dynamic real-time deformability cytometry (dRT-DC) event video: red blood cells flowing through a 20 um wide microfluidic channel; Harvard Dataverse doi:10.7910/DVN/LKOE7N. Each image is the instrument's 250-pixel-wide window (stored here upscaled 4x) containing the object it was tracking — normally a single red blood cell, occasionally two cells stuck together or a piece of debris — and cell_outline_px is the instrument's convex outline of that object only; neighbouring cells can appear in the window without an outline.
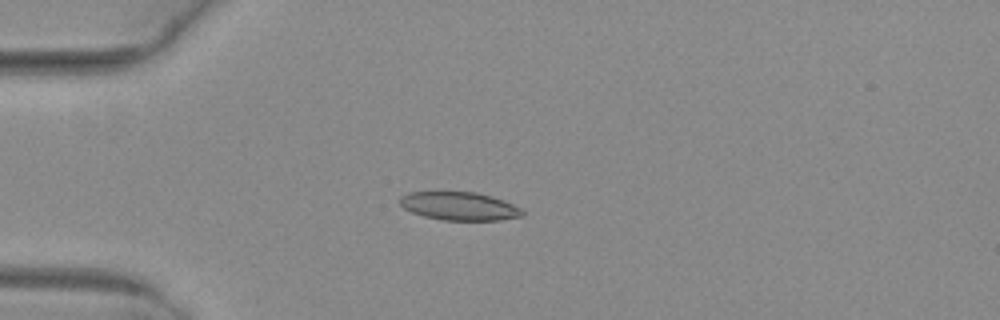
{"species": "common noctule bat (a hibernating species)", "species_latin": "Nyctalus noctula", "temperature_condition": "warm", "stored_images_in_passage": 42, "camera_frame_rate_fps": 3000, "um_per_image_px": 0.085, "animal": {"sex": "female", "body_mass_g": 29.2, "forearm_length_mm": 56.3}, "frame": {"image": 1, "passage_image": 14, "time_ms": 4.333, "image_size_px": [1000, 320], "cell_outline_px": [[524, 216], [500, 220], [444, 220], [424, 216], [412, 212], [404, 208], [400, 204], [400, 196], [408, 192], [476, 192], [492, 196], [504, 200], [520, 208], [524, 212]], "centroid_in_image_um": [39.06, 17.52], "position_along_channel_um": 45.9, "area_um2": 20.17}}
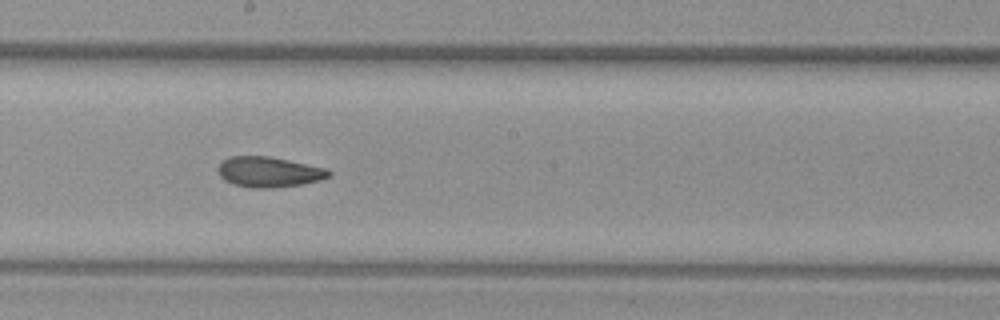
{"frame": {"image": 2, "passage_image": 29, "time_ms": 9.333, "image_size_px": [1000, 320], "cell_outline_px": [[332, 176], [320, 180], [300, 184], [272, 188], [252, 188], [232, 184], [224, 180], [220, 176], [216, 168], [228, 156], [268, 156], [328, 168], [332, 172]], "centroid_in_image_um": [22.86, 14.62], "position_along_channel_um": 225.3, "area_um2": 19.77}}
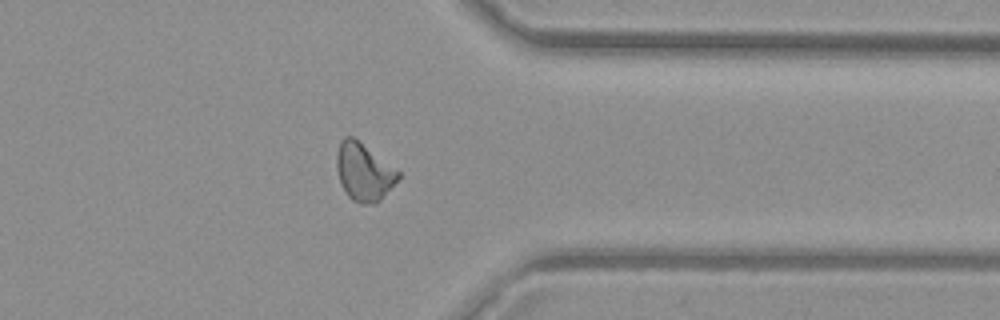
{"frame": {"image": 3, "passage_image": 41, "time_ms": 13.333, "image_size_px": [1000, 320], "cell_outline_px": [[400, 176], [380, 200], [372, 204], [360, 204], [352, 200], [348, 196], [340, 184], [336, 168], [336, 156], [340, 140], [344, 136], [352, 136], [400, 172]], "centroid_in_image_um": [30.88, 14.62], "position_along_channel_um": 380.5, "area_um2": 20.46}, "authors_computed_cell_mechanics": {"area_um2": 20.23, "velocity_mm_per_s": 4.0397, "shape_relaxation_time_tau1_ms": 11.3671, "shape_relaxation_time_tau2_ms": 2.6427, "deformation_change_tau1": 0.2269, "deformation_change_tau2": 0.0919}}